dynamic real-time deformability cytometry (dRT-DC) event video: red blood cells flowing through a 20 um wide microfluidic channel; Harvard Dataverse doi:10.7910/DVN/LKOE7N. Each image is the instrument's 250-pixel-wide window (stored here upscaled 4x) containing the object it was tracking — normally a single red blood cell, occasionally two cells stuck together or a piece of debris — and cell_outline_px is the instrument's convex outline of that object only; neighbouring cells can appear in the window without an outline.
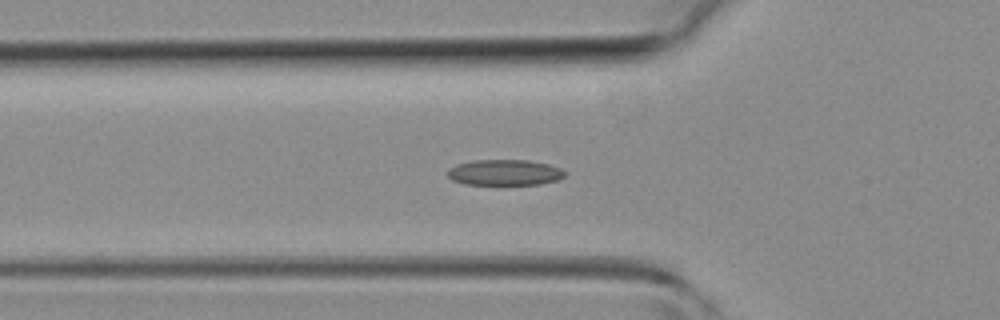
{"species": "common noctule bat (a hibernating species)", "species_latin": "Nyctalus noctula", "temperature_condition": "room temperature", "stored_images_in_passage": 34, "camera_frame_rate_fps": 3000, "um_per_image_px": 0.085, "animal": {"sex": "female", "body_mass_g": 19.3, "forearm_length_mm": 54.1}, "frame": {"image": 1, "passage_image": 7, "time_ms": 2.0, "image_size_px": [1000, 320], "cell_outline_px": [[568, 172], [560, 180], [540, 184], [464, 184], [452, 180], [448, 176], [448, 168], [456, 164], [472, 160], [528, 160], [548, 164], [560, 168]], "centroid_in_image_um": [42.91, 14.65], "position_along_channel_um": 82.9, "area_um2": 17.74}}
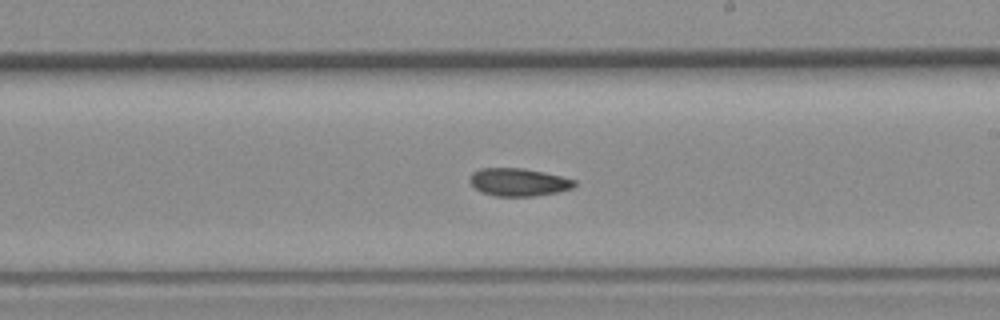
{"frame": {"image": 2, "passage_image": 17, "time_ms": 5.333, "image_size_px": [1000, 320], "cell_outline_px": [[576, 184], [572, 188], [556, 192], [532, 196], [496, 196], [484, 192], [476, 188], [468, 180], [472, 172], [480, 168], [520, 168], [544, 172], [576, 180]], "centroid_in_image_um": [44.06, 15.47], "position_along_channel_um": 244.9, "area_um2": 16.76}}
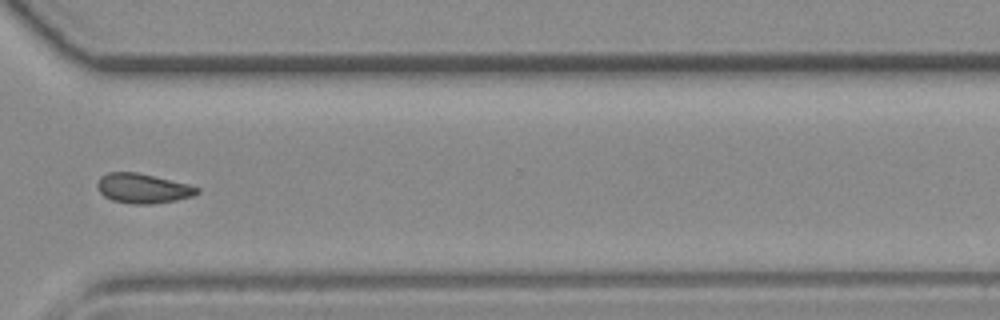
{"frame": {"image": 3, "passage_image": 24, "time_ms": 7.667, "image_size_px": [1000, 320], "cell_outline_px": [[200, 192], [192, 196], [176, 200], [148, 204], [132, 204], [112, 200], [104, 196], [100, 192], [96, 184], [100, 176], [108, 172], [136, 172], [188, 184], [200, 188]], "centroid_in_image_um": [12.12, 16.01], "position_along_channel_um": 358.5, "area_um2": 17.17}}